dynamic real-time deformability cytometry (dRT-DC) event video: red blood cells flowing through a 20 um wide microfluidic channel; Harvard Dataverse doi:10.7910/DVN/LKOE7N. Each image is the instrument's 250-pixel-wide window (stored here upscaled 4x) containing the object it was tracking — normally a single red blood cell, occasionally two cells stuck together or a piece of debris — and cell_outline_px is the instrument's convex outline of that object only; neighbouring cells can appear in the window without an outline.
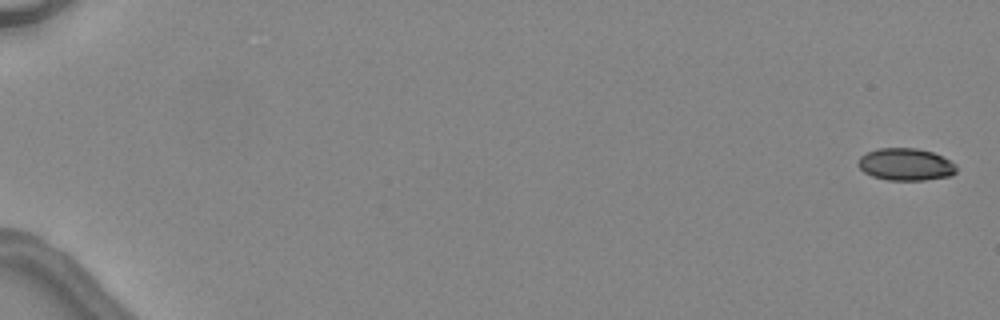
{"species": "common noctule bat (a hibernating species)", "species_latin": "Nyctalus noctula", "temperature_condition": "warm", "stored_images_in_passage": 5, "camera_frame_rate_fps": 3000, "um_per_image_px": 0.085, "animal": {"sex": "female", "body_mass_g": 24.6, "forearm_length_mm": 56.2}, "frame": {"image": 1, "passage_image": 1, "time_ms": 0.0, "image_size_px": [1000, 320], "cell_outline_px": [[956, 172], [952, 176], [924, 180], [888, 180], [872, 176], [864, 172], [856, 164], [860, 156], [876, 148], [916, 148], [932, 152], [956, 164]], "centroid_in_image_um": [76.96, 13.98], "position_along_channel_um": 8.0, "area_um2": 18.5}}